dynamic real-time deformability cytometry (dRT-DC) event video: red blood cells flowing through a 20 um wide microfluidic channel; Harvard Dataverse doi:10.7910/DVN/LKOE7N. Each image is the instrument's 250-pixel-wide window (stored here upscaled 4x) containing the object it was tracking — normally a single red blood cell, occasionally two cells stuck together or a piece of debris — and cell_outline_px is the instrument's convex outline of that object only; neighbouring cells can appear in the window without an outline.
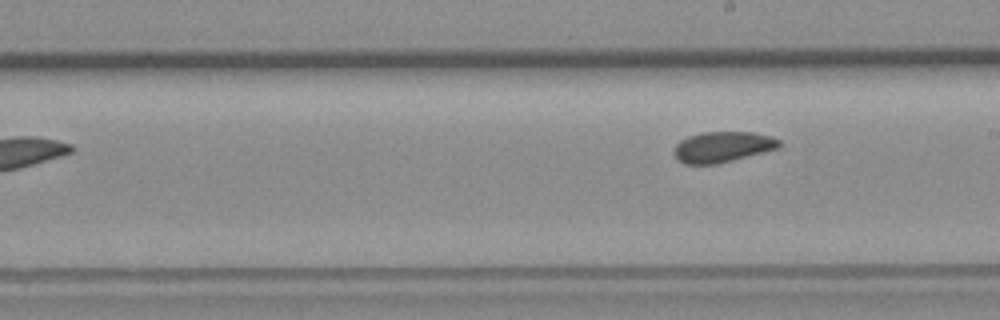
{"species": "common noctule bat (a hibernating species)", "species_latin": "Nyctalus noctula", "temperature_condition": "room temperature", "stored_images_in_passage": 6, "camera_frame_rate_fps": 3000, "um_per_image_px": 0.085, "animal": {"sex": "female", "body_mass_g": 19.3, "forearm_length_mm": 54.1}, "frame": {"image": 1, "passage_image": 6, "time_ms": 5.667, "image_size_px": [1000, 320], "cell_outline_px": [[784, 144], [780, 148], [716, 164], [684, 164], [676, 156], [676, 144], [680, 140], [688, 136], [704, 132], [752, 132], [772, 136], [780, 140]], "centroid_in_image_um": [61.49, 12.47], "position_along_channel_um": 227.5, "area_um2": 18.73}}